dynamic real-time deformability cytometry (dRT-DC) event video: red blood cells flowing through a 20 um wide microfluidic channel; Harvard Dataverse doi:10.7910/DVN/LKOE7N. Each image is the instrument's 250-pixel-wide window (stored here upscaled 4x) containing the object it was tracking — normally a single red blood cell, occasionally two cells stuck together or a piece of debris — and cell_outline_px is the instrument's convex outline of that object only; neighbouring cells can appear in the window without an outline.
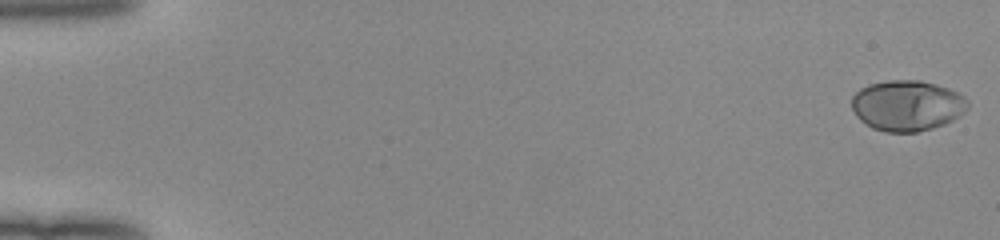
{"species": "human", "species_latin": "Homo sapiens", "temperature_condition": "room temperature", "stored_images_in_passage": 52, "camera_frame_rate_fps": 3000, "um_per_image_px": 0.085, "donor": {"sex": "female"}, "frame": {"image": 1, "passage_image": 1, "time_ms": 0.0, "image_size_px": [1000, 240], "cell_outline_px": [[968, 108], [960, 116], [944, 124], [932, 128], [916, 132], [884, 132], [872, 128], [860, 120], [856, 116], [852, 108], [852, 96], [860, 88], [868, 84], [888, 80], [920, 80], [936, 84], [948, 88], [964, 96], [968, 100]], "centroid_in_image_um": [77.1, 8.97], "position_along_channel_um": 7.9, "area_um2": 34.45}}
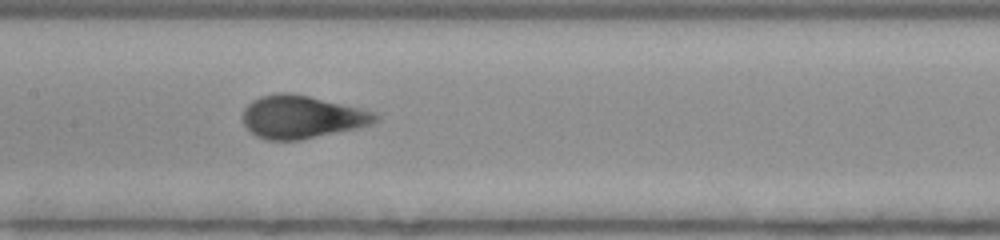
{"frame": {"image": 2, "passage_image": 27, "time_ms": 8.667, "image_size_px": [1000, 240], "cell_outline_px": [[380, 120], [372, 124], [360, 128], [300, 140], [264, 140], [256, 136], [244, 124], [240, 116], [244, 108], [252, 100], [260, 96], [276, 92], [292, 92], [360, 108], [376, 112], [380, 116]], "centroid_in_image_um": [25.65, 9.94], "position_along_channel_um": 181.7, "area_um2": 33.64}}
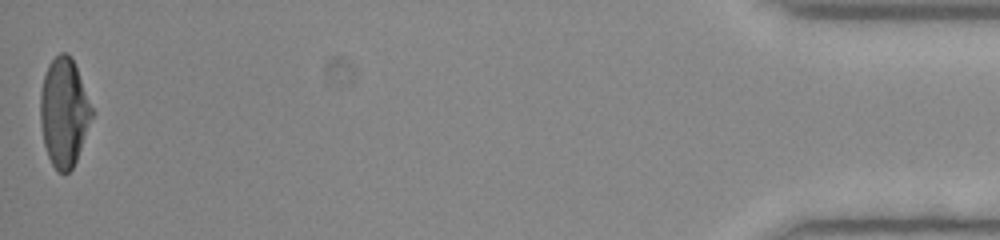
{"frame": {"image": 3, "passage_image": 52, "time_ms": 17.0, "image_size_px": [1000, 240], "cell_outline_px": [[92, 116], [76, 160], [72, 168], [68, 172], [56, 172], [48, 156], [44, 144], [40, 124], [40, 92], [44, 76], [48, 64], [60, 52], [68, 52], [76, 68], [92, 108]], "centroid_in_image_um": [5.4, 9.55], "position_along_channel_um": 429.8, "area_um2": 32.08}, "authors_computed_cell_mechanics": {"area_um2": 32.5703, "velocity_mm_per_s": 4.0161, "shape_relaxation_time_tau1_ms": 4.657, "shape_relaxation_time_tau2_ms": null, "deformation_change_tau1": 0.2287, "deformation_change_tau2": null}}